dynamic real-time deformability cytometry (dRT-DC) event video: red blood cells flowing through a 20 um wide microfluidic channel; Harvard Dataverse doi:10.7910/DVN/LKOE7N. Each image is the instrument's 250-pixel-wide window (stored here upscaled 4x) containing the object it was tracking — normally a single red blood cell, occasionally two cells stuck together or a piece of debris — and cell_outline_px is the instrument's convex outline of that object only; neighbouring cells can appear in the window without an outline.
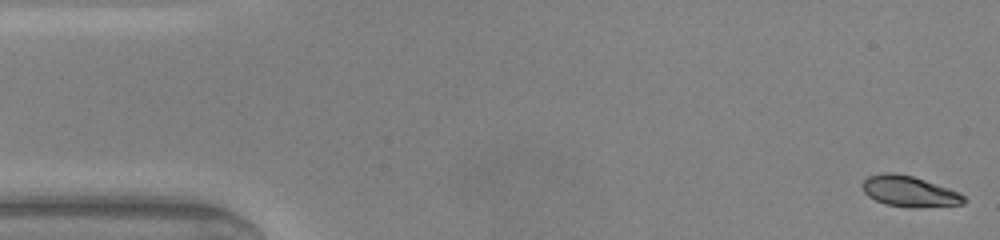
{"species": "common noctule bat (a hibernating species)", "species_latin": "Nyctalus noctula", "temperature_condition": "warm", "stored_images_in_passage": 14, "camera_frame_rate_fps": 3000, "um_per_image_px": 0.085, "animal": {"sex": "male", "body_mass_g": 20.0, "forearm_length_mm": 53.3}, "frame": {"image": 1, "passage_image": 1, "time_ms": 0.0, "image_size_px": [1000, 240], "cell_outline_px": [[968, 200], [964, 204], [916, 208], [908, 208], [884, 204], [868, 196], [864, 192], [860, 184], [868, 176], [884, 172], [892, 172], [912, 176], [960, 192]], "centroid_in_image_um": [77.29, 16.28], "position_along_channel_um": 7.7, "area_um2": 18.44}}
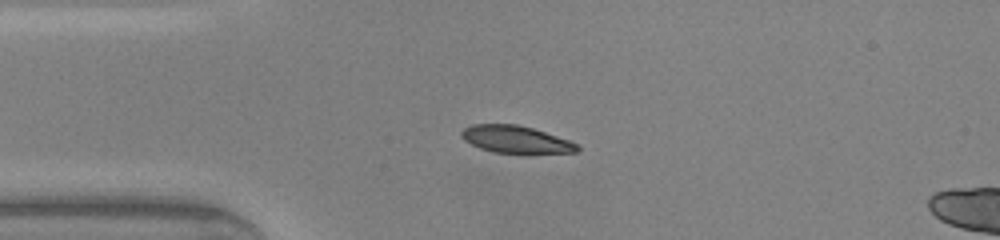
{"frame": {"image": 2, "passage_image": 11, "time_ms": 3.333, "image_size_px": [1000, 240], "cell_outline_px": [[580, 148], [576, 152], [492, 152], [480, 148], [464, 140], [460, 136], [460, 132], [464, 128], [472, 124], [516, 124], [532, 128], [568, 140], [576, 144]], "centroid_in_image_um": [43.76, 11.83], "position_along_channel_um": 41.2, "area_um2": 17.92}}